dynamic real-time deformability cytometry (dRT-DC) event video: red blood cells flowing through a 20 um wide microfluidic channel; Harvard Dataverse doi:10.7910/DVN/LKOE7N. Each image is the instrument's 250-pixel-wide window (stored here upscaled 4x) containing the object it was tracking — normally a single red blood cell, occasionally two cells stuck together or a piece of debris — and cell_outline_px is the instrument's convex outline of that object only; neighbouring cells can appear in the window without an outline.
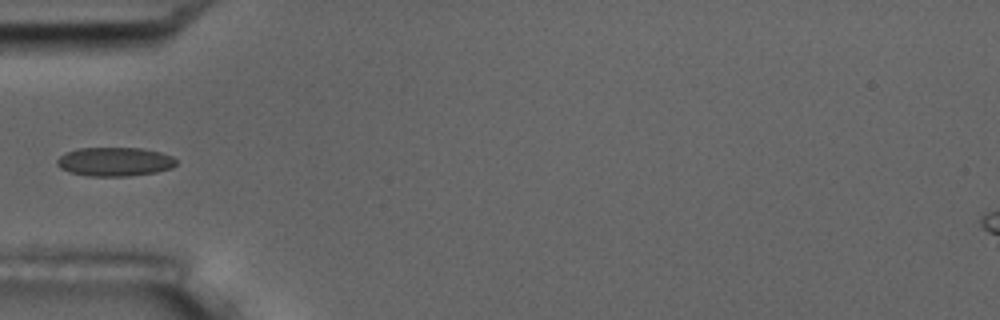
{"species": "common noctule bat (a hibernating species)", "species_latin": "Nyctalus noctula", "temperature_condition": "room temperature", "stored_images_in_passage": 8, "camera_frame_rate_fps": 3000, "um_per_image_px": 0.085, "animal": {"sex": "male", "body_mass_g": 17.5, "forearm_length_mm": 52.3}, "frame": {"image": 1, "passage_image": 5, "time_ms": 4.667, "image_size_px": [1000, 320], "cell_outline_px": [[176, 164], [172, 168], [156, 172], [128, 176], [88, 176], [68, 172], [60, 168], [56, 164], [56, 160], [64, 152], [80, 148], [140, 148], [160, 152], [172, 156], [176, 160]], "centroid_in_image_um": [9.72, 13.74], "position_along_channel_um": 75.3, "area_um2": 20.17}}
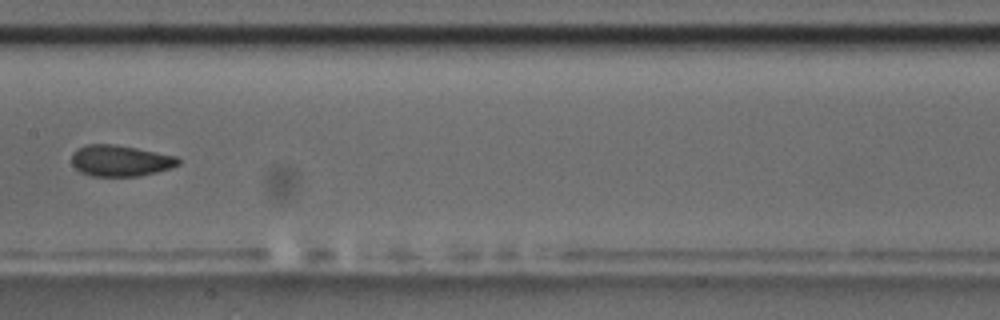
{"frame": {"image": 2, "passage_image": 8, "time_ms": 8.0, "image_size_px": [1000, 320], "cell_outline_px": [[180, 164], [172, 168], [140, 176], [92, 176], [80, 172], [72, 164], [72, 152], [76, 148], [88, 144], [116, 144], [176, 156], [180, 160]], "centroid_in_image_um": [10.22, 13.66], "position_along_channel_um": 197.2, "area_um2": 19.48}}